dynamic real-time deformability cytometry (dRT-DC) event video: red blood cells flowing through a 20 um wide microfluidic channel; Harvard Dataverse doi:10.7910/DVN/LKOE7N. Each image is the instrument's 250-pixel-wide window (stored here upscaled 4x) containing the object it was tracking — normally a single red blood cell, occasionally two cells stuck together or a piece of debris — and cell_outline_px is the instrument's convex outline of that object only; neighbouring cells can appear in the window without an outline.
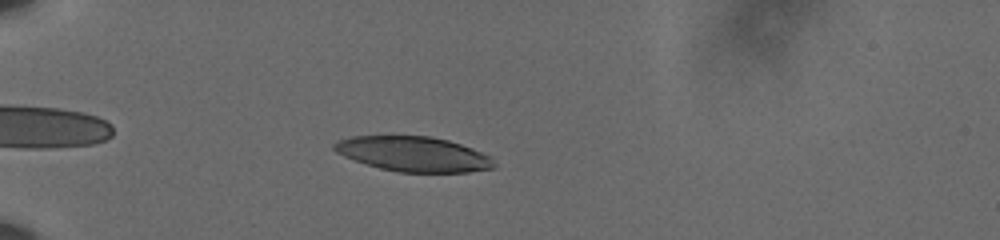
{"species": "human", "species_latin": "Homo sapiens", "temperature_condition": "cold", "stored_images_in_passage": 48, "camera_frame_rate_fps": 3000, "um_per_image_px": 0.085, "donor": {"sex": "male"}, "frame": {"image": 1, "passage_image": 7, "time_ms": 2.0, "image_size_px": [1000, 240], "cell_outline_px": [[496, 168], [468, 172], [400, 172], [380, 168], [344, 156], [336, 152], [332, 148], [332, 144], [336, 140], [352, 136], [432, 136], [448, 140], [472, 148], [492, 156], [496, 164]], "centroid_in_image_um": [35.17, 13.09], "position_along_channel_um": 49.8, "area_um2": 32.66}}
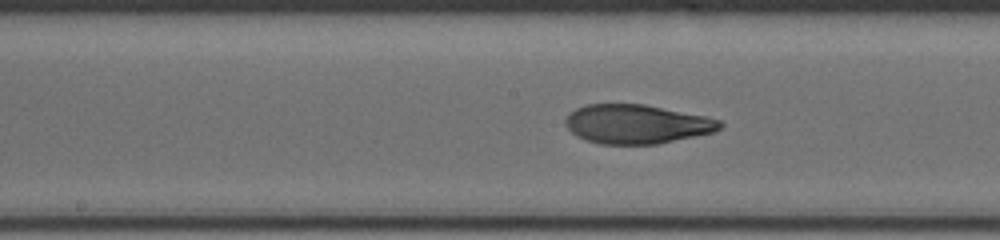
{"frame": {"image": 2, "passage_image": 22, "time_ms": 7.0, "image_size_px": [1000, 240], "cell_outline_px": [[724, 124], [716, 132], [656, 144], [600, 144], [584, 140], [576, 136], [564, 124], [564, 120], [576, 108], [584, 104], [644, 104], [704, 116], [720, 120]], "centroid_in_image_um": [54.11, 10.55], "position_along_channel_um": 194.1, "area_um2": 35.2}}
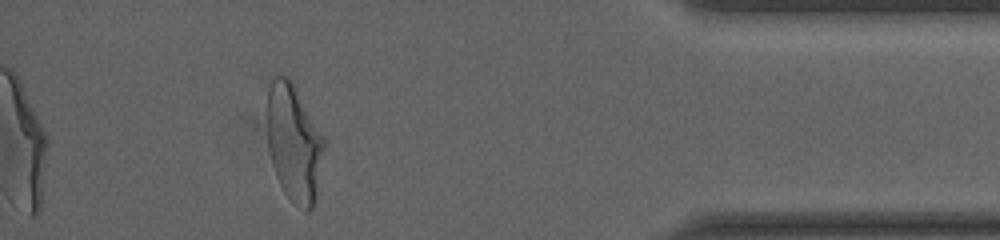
{"frame": {"image": 3, "passage_image": 43, "time_ms": 14.0, "image_size_px": [1000, 240], "cell_outline_px": [[328, 140], [316, 196], [312, 208], [308, 212], [304, 212], [292, 204], [284, 192], [276, 176], [272, 164], [268, 148], [268, 88], [272, 72], [288, 76], [292, 80]], "centroid_in_image_um": [25.03, 12.12], "position_along_channel_um": 410.2, "area_um2": 40.4}, "authors_computed_cell_mechanics": {"area_um2": 35.7782, "velocity_mm_per_s": 3.6038, "shape_relaxation_time_tau1_ms": 6.226, "shape_relaxation_time_tau2_ms": 1.8028, "deformation_change_tau1": 0.2191, "deformation_change_tau2": 0.086}}